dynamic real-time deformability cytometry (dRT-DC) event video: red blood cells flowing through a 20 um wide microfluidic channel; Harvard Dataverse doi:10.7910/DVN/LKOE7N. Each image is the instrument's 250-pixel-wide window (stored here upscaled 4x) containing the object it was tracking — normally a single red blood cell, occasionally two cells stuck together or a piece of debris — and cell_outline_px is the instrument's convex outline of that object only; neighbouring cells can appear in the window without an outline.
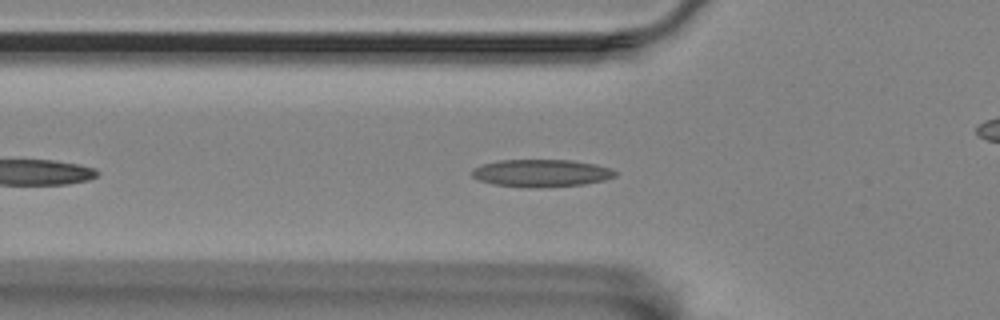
{"species": "Egyptian fruit bat (a non-hibernating species)", "species_latin": "Rousettus aegyptiacus", "temperature_condition": "room temperature", "stored_images_in_passage": 44, "camera_frame_rate_fps": 3000, "um_per_image_px": 0.085, "animal": {"sex": "female"}, "frame": {"image": 1, "passage_image": 9, "time_ms": 2.667, "image_size_px": [1000, 320], "cell_outline_px": [[616, 176], [604, 180], [584, 184], [540, 188], [528, 188], [492, 184], [480, 180], [472, 176], [472, 168], [484, 164], [500, 160], [572, 160], [596, 164], [612, 168], [616, 172]], "centroid_in_image_um": [46.03, 14.72], "position_along_channel_um": 79.8, "area_um2": 23.06}}
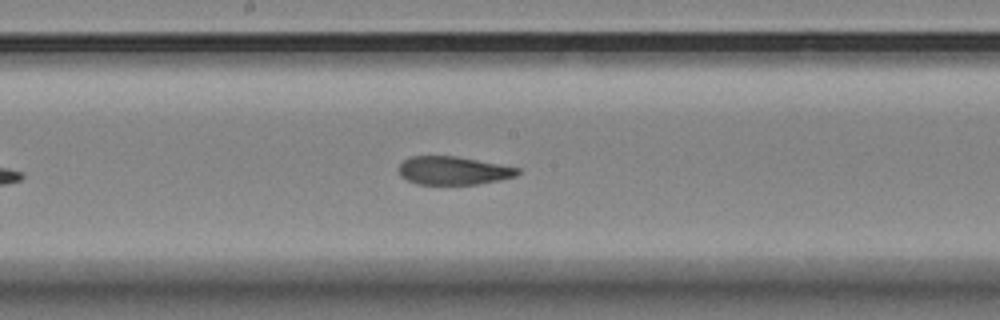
{"frame": {"image": 2, "passage_image": 20, "time_ms": 6.333, "image_size_px": [1000, 320], "cell_outline_px": [[520, 172], [516, 176], [476, 184], [416, 184], [400, 176], [400, 164], [408, 156], [456, 156], [520, 168]], "centroid_in_image_um": [38.51, 14.49], "position_along_channel_um": 209.7, "area_um2": 19.36}}
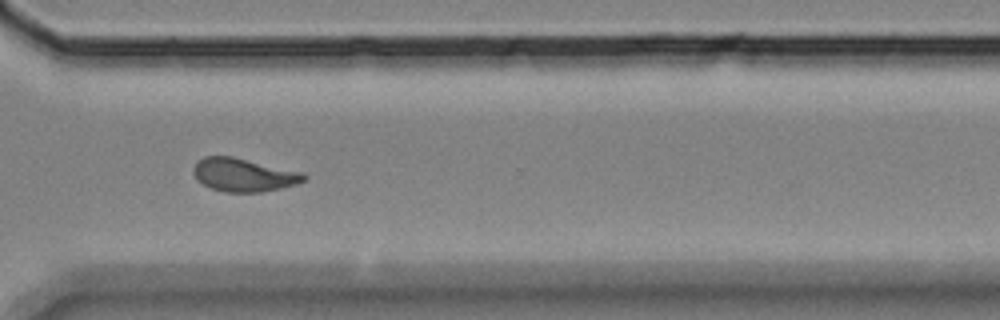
{"frame": {"image": 3, "passage_image": 32, "time_ms": 10.333, "image_size_px": [1000, 320], "cell_outline_px": [[308, 176], [304, 180], [296, 184], [280, 188], [260, 192], [224, 192], [212, 188], [196, 180], [192, 172], [192, 168], [196, 160], [204, 156], [232, 156], [304, 172]], "centroid_in_image_um": [20.68, 14.85], "position_along_channel_um": 349.9, "area_um2": 21.62}, "authors_computed_cell_mechanics": {"area_um2": 20.9525, "velocity_mm_per_s": 3.5065, "shape_relaxation_time_tau1_ms": null, "shape_relaxation_time_tau2_ms": 1.4633, "deformation_change_tau1": null, "deformation_change_tau2": 0.0875}}